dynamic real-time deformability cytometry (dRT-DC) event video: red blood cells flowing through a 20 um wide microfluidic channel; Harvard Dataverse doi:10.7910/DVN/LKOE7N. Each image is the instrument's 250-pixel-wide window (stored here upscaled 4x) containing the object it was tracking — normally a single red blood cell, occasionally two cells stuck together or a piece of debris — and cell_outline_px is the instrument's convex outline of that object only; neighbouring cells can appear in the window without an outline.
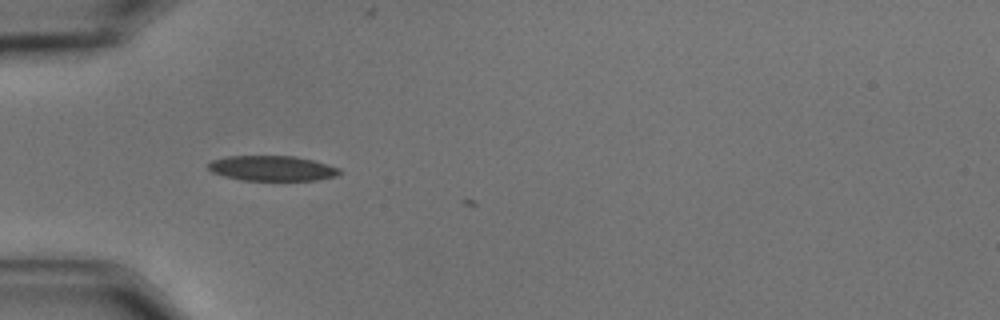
{"species": "common noctule bat (a hibernating species)", "species_latin": "Nyctalus noctula", "temperature_condition": "cold", "stored_images_in_passage": 3, "camera_frame_rate_fps": 3000, "um_per_image_px": 0.085, "animal": {"sex": "male", "body_mass_g": 15.6}, "frame": {"image": 1, "passage_image": 2, "time_ms": 0.333, "image_size_px": [1000, 320], "cell_outline_px": [[344, 172], [336, 176], [316, 180], [240, 180], [224, 176], [212, 172], [208, 168], [208, 164], [212, 160], [224, 156], [292, 156], [312, 160], [340, 168]], "centroid_in_image_um": [23.13, 14.3], "position_along_channel_um": 61.9, "area_um2": 19.25}}